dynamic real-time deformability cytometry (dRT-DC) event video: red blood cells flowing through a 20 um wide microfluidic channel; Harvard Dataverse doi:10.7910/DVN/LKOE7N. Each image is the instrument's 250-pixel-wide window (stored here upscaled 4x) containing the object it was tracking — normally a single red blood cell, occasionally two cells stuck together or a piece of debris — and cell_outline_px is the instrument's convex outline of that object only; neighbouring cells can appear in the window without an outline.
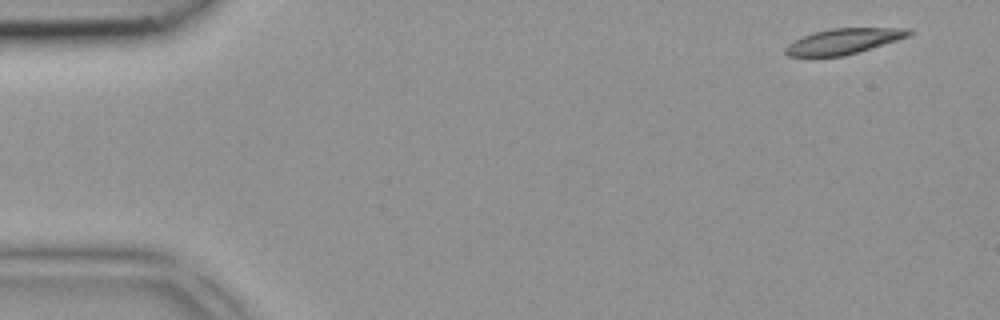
{"species": "common noctule bat (a hibernating species)", "species_latin": "Nyctalus noctula", "temperature_condition": "room temperature", "stored_images_in_passage": 3, "camera_frame_rate_fps": 3000, "um_per_image_px": 0.085, "animal": {"sex": "female", "body_mass_g": 18.4}, "frame": {"image": 1, "passage_image": 1, "time_ms": 0.0, "image_size_px": [1000, 320], "cell_outline_px": [[912, 36], [844, 56], [788, 56], [784, 52], [784, 48], [788, 44], [812, 32], [832, 28], [912, 28]], "centroid_in_image_um": [71.75, 3.5], "position_along_channel_um": 13.2, "area_um2": 18.38}}